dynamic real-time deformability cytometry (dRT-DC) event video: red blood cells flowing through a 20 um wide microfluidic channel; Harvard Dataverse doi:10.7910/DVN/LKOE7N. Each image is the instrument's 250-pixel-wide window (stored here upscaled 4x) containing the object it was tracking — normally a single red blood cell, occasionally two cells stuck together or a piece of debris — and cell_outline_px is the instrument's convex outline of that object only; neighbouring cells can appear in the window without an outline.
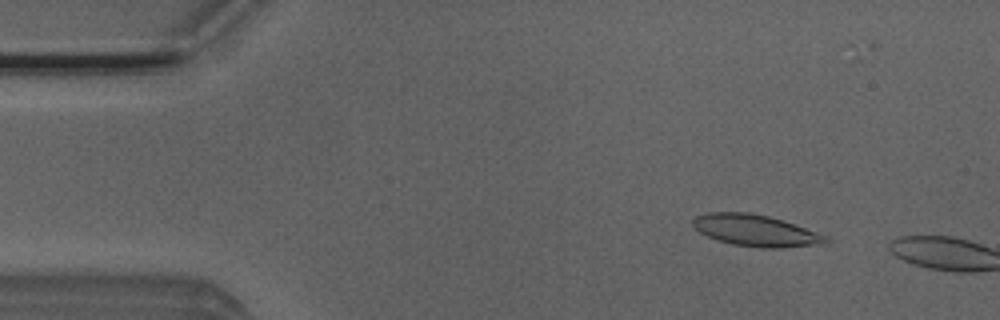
{"species": "Egyptian fruit bat (a non-hibernating species)", "species_latin": "Rousettus aegyptiacus", "temperature_condition": "room temperature", "stored_images_in_passage": 2, "camera_frame_rate_fps": 3000, "um_per_image_px": 0.085, "animal": {"sex": "male"}, "frame": {"image": 1, "passage_image": 1, "time_ms": 0.0, "image_size_px": [1000, 320], "cell_outline_px": [[832, 240], [828, 244], [780, 248], [760, 248], [732, 244], [716, 240], [700, 232], [692, 224], [692, 220], [696, 216], [708, 212], [748, 212], [768, 216], [784, 220], [796, 224], [828, 236]], "centroid_in_image_um": [64.3, 19.6], "position_along_channel_um": 20.7, "area_um2": 24.8}}